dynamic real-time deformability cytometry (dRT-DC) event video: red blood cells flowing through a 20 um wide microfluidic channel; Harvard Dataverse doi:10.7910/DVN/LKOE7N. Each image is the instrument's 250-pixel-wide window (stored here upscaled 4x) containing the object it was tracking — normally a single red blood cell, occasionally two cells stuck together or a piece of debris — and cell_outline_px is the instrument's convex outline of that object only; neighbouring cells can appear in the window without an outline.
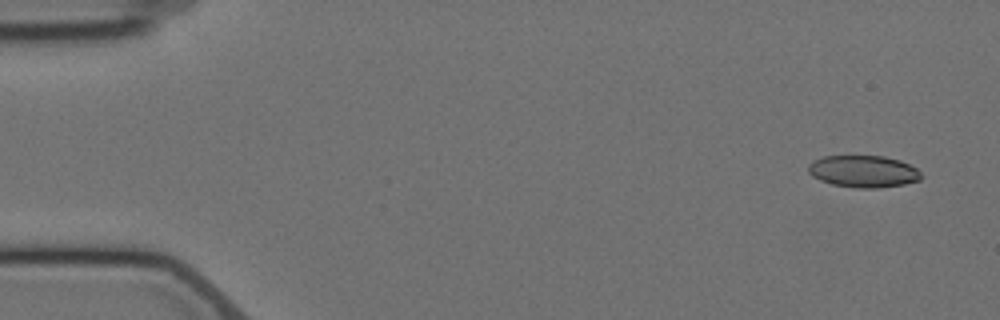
{"species": "Egyptian fruit bat (a non-hibernating species)", "species_latin": "Rousettus aegyptiacus", "temperature_condition": "cold", "stored_images_in_passage": 5, "camera_frame_rate_fps": 3000, "um_per_image_px": 0.085, "animal": {"sex": "female"}, "frame": {"image": 1, "passage_image": 1, "time_ms": 0.0, "image_size_px": [1000, 320], "cell_outline_px": [[924, 176], [920, 180], [904, 184], [876, 188], [856, 188], [832, 184], [820, 180], [812, 176], [808, 172], [808, 164], [812, 160], [824, 156], [884, 156], [900, 160], [916, 168]], "centroid_in_image_um": [73.38, 14.57], "position_along_channel_um": 11.6, "area_um2": 21.15}}